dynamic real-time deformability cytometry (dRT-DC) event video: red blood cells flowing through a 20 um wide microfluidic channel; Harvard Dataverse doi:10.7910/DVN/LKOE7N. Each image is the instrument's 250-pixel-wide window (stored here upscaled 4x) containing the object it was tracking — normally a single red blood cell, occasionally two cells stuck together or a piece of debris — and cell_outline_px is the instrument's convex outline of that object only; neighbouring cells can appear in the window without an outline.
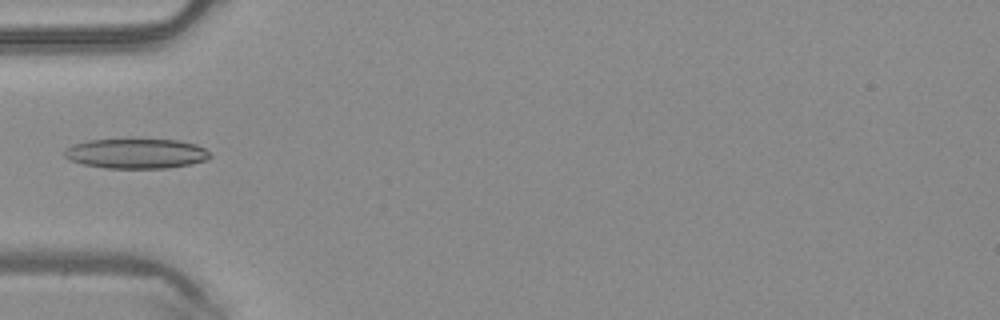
{"species": "common noctule bat (a hibernating species)", "species_latin": "Nyctalus noctula", "temperature_condition": "warm", "stored_images_in_passage": 6, "camera_frame_rate_fps": 3000, "um_per_image_px": 0.085, "animal": {"sex": "male", "body_mass_g": 20.4}, "frame": {"image": 1, "passage_image": 5, "time_ms": 1.333, "image_size_px": [1000, 320], "cell_outline_px": [[212, 156], [208, 160], [168, 168], [104, 168], [84, 164], [68, 160], [64, 156], [64, 148], [72, 144], [88, 140], [128, 136], [132, 136], [180, 140], [196, 144], [204, 148]], "centroid_in_image_um": [11.54, 12.99], "position_along_channel_um": 73.5, "area_um2": 26.76}}
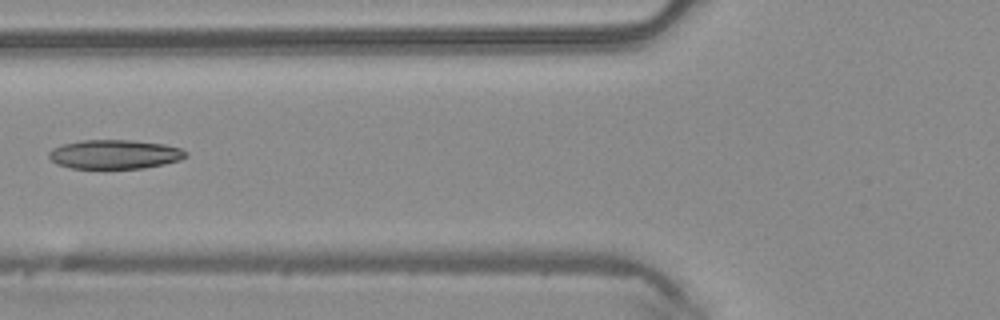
{"frame": {"image": 2, "passage_image": 6, "time_ms": 1.667, "image_size_px": [1000, 320], "cell_outline_px": [[188, 156], [180, 160], [164, 164], [144, 168], [72, 168], [56, 164], [48, 156], [48, 152], [52, 148], [64, 144], [84, 140], [132, 140], [164, 144], [180, 148], [188, 152]], "centroid_in_image_um": [9.77, 13.11], "position_along_channel_um": 116.0, "area_um2": 23.24}}